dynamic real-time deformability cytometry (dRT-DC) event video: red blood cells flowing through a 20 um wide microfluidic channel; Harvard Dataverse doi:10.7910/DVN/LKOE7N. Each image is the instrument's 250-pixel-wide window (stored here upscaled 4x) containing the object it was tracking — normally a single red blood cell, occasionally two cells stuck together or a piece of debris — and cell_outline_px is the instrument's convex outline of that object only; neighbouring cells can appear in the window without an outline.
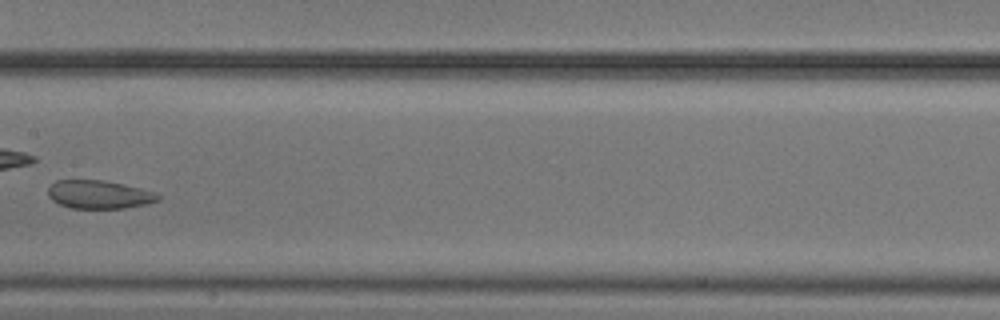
{"species": "common noctule bat (a hibernating species)", "species_latin": "Nyctalus noctula", "temperature_condition": "cold", "stored_images_in_passage": 5, "camera_frame_rate_fps": 3000, "um_per_image_px": 0.085, "animal": {"sex": "male", "body_mass_g": 20.5, "forearm_length_mm": 52.5}, "frame": {"image": 1, "passage_image": 4, "time_ms": 1.0, "image_size_px": [1000, 320], "cell_outline_px": [[160, 200], [144, 204], [124, 208], [68, 208], [52, 200], [48, 196], [48, 188], [56, 180], [104, 180], [124, 184], [156, 192], [160, 196]], "centroid_in_image_um": [8.41, 16.53], "position_along_channel_um": 199.0, "area_um2": 18.15}}
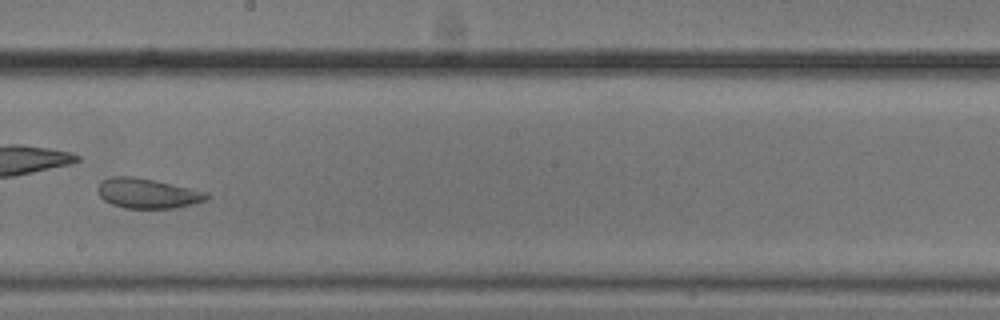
{"frame": {"image": 2, "passage_image": 5, "time_ms": 1.333, "image_size_px": [1000, 320], "cell_outline_px": [[208, 200], [176, 208], [124, 208], [112, 204], [104, 200], [100, 196], [96, 188], [104, 180], [112, 176], [132, 176], [156, 180], [208, 192]], "centroid_in_image_um": [12.55, 16.43], "position_along_channel_um": 235.6, "area_um2": 19.02}}